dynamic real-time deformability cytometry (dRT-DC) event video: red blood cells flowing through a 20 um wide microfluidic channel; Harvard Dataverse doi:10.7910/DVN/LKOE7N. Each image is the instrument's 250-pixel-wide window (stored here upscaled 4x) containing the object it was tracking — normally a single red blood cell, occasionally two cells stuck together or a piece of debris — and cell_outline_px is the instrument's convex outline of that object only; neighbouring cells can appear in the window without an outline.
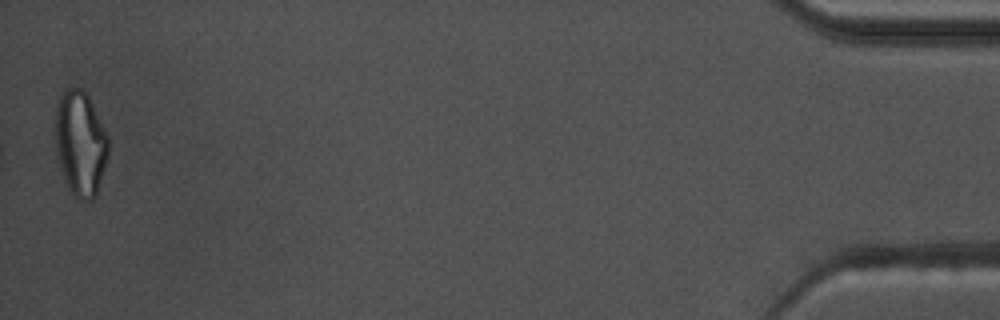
{"species": "common noctule bat (a hibernating species)", "species_latin": "Nyctalus noctula", "temperature_condition": "warm", "stored_images_in_passage": 39, "camera_frame_rate_fps": 3000, "um_per_image_px": 0.085, "animal": {"sex": "male", "body_mass_g": 17.5, "forearm_length_mm": 52.3}, "frame": {"image": 1, "passage_image": 39, "time_ms": 12.667, "image_size_px": [1000, 320], "cell_outline_px": [[108, 156], [96, 196], [92, 200], [76, 200], [68, 188], [60, 168], [56, 152], [52, 128], [52, 124], [56, 104], [60, 96], [68, 88], [80, 88], [88, 96], [108, 136]], "centroid_in_image_um": [6.78, 12.2], "position_along_channel_um": 428.4, "area_um2": 33.06}, "authors_computed_cell_mechanics": {"area_um2": 22.253, "velocity_mm_per_s": 3.6553, "shape_relaxation_time_tau1_ms": null, "shape_relaxation_time_tau2_ms": 2.5643, "deformation_change_tau1": null, "deformation_change_tau2": 0.1265}}